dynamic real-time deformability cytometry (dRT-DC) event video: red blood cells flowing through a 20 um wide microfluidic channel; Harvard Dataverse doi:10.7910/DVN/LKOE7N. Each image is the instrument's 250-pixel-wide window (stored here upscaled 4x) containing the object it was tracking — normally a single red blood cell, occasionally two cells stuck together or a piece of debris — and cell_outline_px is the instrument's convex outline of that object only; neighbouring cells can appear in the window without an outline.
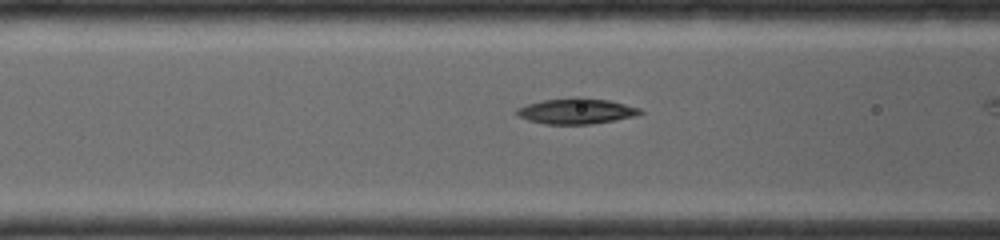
{"species": "common noctule bat (a hibernating species)", "species_latin": "Nyctalus noctula", "temperature_condition": "room temperature", "stored_images_in_passage": 44, "camera_frame_rate_fps": 4000, "um_per_image_px": 0.085, "animal": {"sex": "female", "body_mass_g": 19.0, "forearm_length_mm": 56.7}, "frame": {"image": 1, "passage_image": 8, "time_ms": 1.0, "image_size_px": [1000, 240], "cell_outline_px": [[644, 112], [636, 116], [616, 120], [592, 124], [544, 124], [528, 120], [520, 116], [516, 112], [516, 108], [528, 104], [544, 100], [576, 96], [580, 96], [608, 100], [640, 108]], "centroid_in_image_um": [49.01, 9.44], "position_along_channel_um": 117.6, "area_um2": 18.55}}
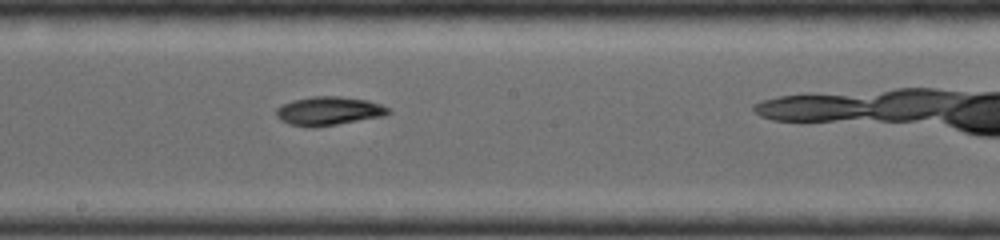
{"frame": {"image": 2, "passage_image": 24, "time_ms": 3.25, "image_size_px": [1000, 240], "cell_outline_px": [[392, 112], [384, 116], [336, 124], [308, 128], [288, 124], [280, 120], [276, 116], [276, 108], [292, 100], [312, 96], [340, 96], [368, 100], [380, 104], [388, 108]], "centroid_in_image_um": [27.92, 9.43], "position_along_channel_um": 220.3, "area_um2": 18.79}}
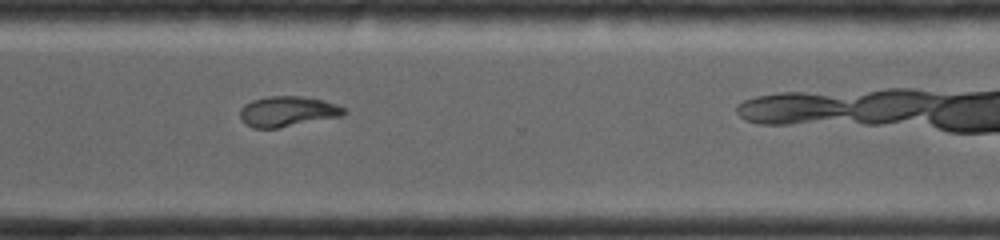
{"frame": {"image": 3, "passage_image": 43, "time_ms": 6.0, "image_size_px": [1000, 240], "cell_outline_px": [[348, 112], [340, 116], [280, 128], [252, 128], [240, 116], [240, 108], [244, 104], [252, 100], [268, 96], [300, 96], [324, 100], [348, 108]], "centroid_in_image_um": [24.48, 9.46], "position_along_channel_um": 346.1, "area_um2": 18.44}}